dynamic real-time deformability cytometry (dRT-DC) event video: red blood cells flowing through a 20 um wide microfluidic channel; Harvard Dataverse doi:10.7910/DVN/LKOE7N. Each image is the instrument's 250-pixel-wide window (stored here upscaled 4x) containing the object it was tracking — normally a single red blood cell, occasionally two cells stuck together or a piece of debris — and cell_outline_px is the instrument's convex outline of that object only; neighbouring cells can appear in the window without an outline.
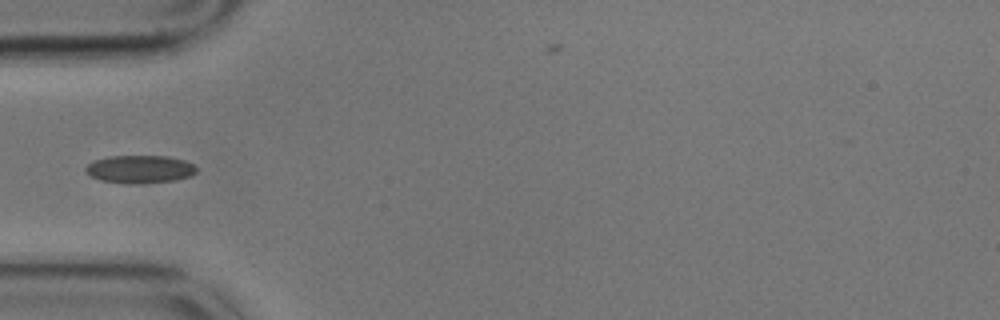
{"species": "common noctule bat (a hibernating species)", "species_latin": "Nyctalus noctula", "temperature_condition": "cold", "stored_images_in_passage": 42, "camera_frame_rate_fps": 3000, "um_per_image_px": 0.085, "animal": {"sex": "male", "body_mass_g": 17.9}, "frame": {"image": 1, "passage_image": 1, "time_ms": 0.0, "image_size_px": [1000, 320], "cell_outline_px": [[196, 172], [192, 176], [176, 180], [100, 180], [92, 176], [84, 168], [92, 160], [108, 156], [168, 156], [184, 160], [192, 164], [196, 168]], "centroid_in_image_um": [11.91, 14.3], "position_along_channel_um": 73.1, "area_um2": 16.88}}
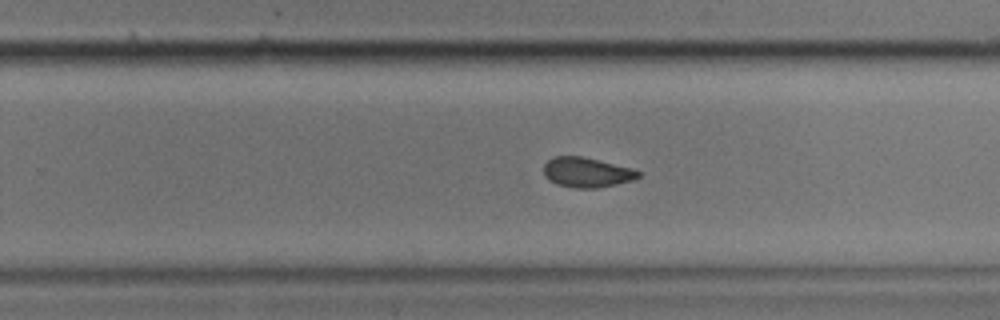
{"frame": {"image": 2, "passage_image": 19, "time_ms": 6.0, "image_size_px": [1000, 320], "cell_outline_px": [[640, 176], [632, 180], [616, 184], [596, 188], [572, 188], [556, 184], [548, 180], [544, 176], [544, 164], [552, 156], [584, 156], [632, 168], [640, 172]], "centroid_in_image_um": [49.84, 14.64], "position_along_channel_um": 280.0, "area_um2": 16.65}}
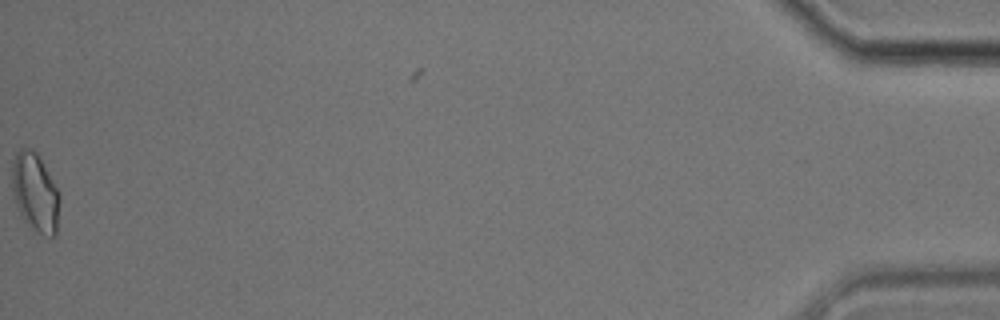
{"frame": {"image": 3, "passage_image": 41, "time_ms": 13.333, "image_size_px": [1000, 320], "cell_outline_px": [[60, 200], [56, 236], [44, 236], [36, 232], [24, 220], [12, 196], [12, 160], [16, 152], [20, 148], [32, 148], [40, 156], [60, 196]], "centroid_in_image_um": [2.98, 16.35], "position_along_channel_um": 432.2, "area_um2": 22.02}}